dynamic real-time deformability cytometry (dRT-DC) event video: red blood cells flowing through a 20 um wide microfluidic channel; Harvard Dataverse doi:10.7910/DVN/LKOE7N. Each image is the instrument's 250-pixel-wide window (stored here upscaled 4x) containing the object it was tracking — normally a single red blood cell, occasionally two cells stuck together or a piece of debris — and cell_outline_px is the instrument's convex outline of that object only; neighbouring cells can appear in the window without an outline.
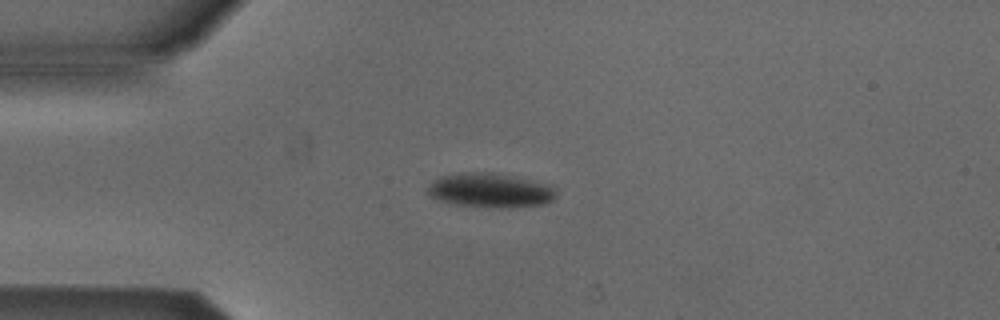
{"species": "Egyptian fruit bat (a non-hibernating species)", "species_latin": "Rousettus aegyptiacus", "temperature_condition": "cold", "stored_images_in_passage": 9, "camera_frame_rate_fps": 3000, "um_per_image_px": 0.085, "animal": {"sex": "male"}, "frame": {"image": 1, "passage_image": 4, "time_ms": 1.0, "image_size_px": [1000, 320], "cell_outline_px": [[556, 196], [548, 204], [512, 208], [492, 208], [456, 204], [440, 200], [428, 196], [428, 184], [432, 180], [440, 176], [460, 172], [492, 172], [512, 176], [544, 184], [556, 188]], "centroid_in_image_um": [41.65, 16.19], "position_along_channel_um": 43.4, "area_um2": 25.95}}
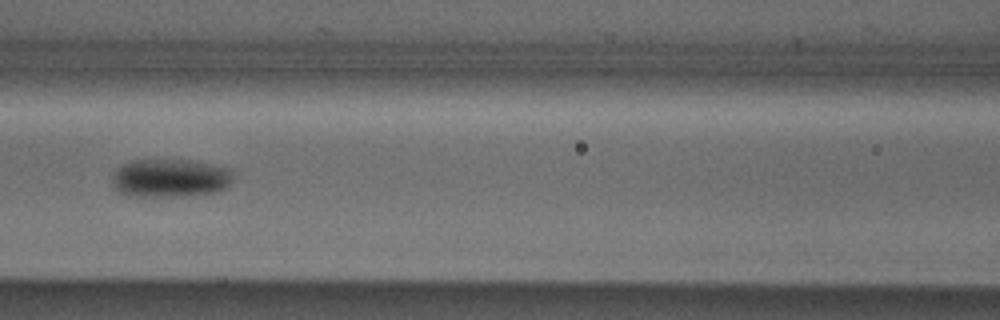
{"frame": {"image": 2, "passage_image": 7, "time_ms": 2.0, "image_size_px": [1000, 320], "cell_outline_px": [[232, 180], [224, 188], [216, 192], [184, 196], [128, 196], [112, 188], [112, 176], [116, 168], [120, 164], [128, 160], [156, 156], [196, 160], [232, 168]], "centroid_in_image_um": [14.4, 15.06], "position_along_channel_um": 152.2, "area_um2": 28.55}}
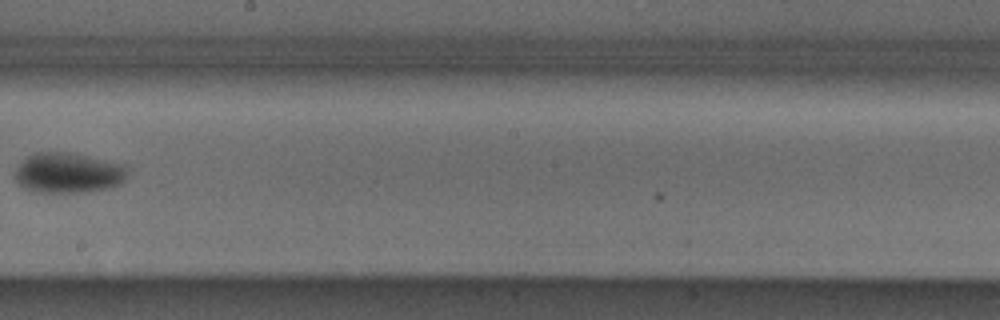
{"frame": {"image": 3, "passage_image": 9, "time_ms": 2.667, "image_size_px": [1000, 320], "cell_outline_px": [[128, 168], [124, 180], [120, 184], [108, 188], [88, 192], [36, 192], [24, 188], [16, 180], [16, 168], [20, 160], [36, 152], [68, 152], [124, 164]], "centroid_in_image_um": [5.79, 14.69], "position_along_channel_um": 242.4, "area_um2": 26.47}}